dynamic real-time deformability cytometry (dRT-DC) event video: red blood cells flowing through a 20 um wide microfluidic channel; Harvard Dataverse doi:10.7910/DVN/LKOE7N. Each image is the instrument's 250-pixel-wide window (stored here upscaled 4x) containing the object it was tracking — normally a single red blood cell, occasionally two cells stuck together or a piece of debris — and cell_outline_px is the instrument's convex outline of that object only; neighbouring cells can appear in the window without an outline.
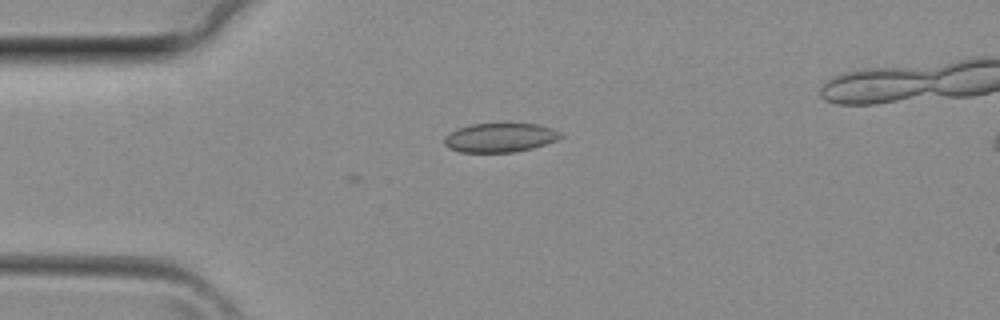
{"species": "common noctule bat (a hibernating species)", "species_latin": "Nyctalus noctula", "temperature_condition": "room temperature", "stored_images_in_passage": 28, "camera_frame_rate_fps": 3000, "um_per_image_px": 0.085, "animal": {"sex": "female", "body_mass_g": 29.2, "forearm_length_mm": 56.3}, "frame": {"image": 1, "passage_image": 1, "time_ms": 0.0, "image_size_px": [1000, 320], "cell_outline_px": [[564, 136], [556, 140], [532, 148], [516, 152], [460, 152], [448, 148], [444, 144], [444, 136], [460, 128], [472, 124], [540, 124], [552, 128], [560, 132]], "centroid_in_image_um": [42.51, 11.7], "position_along_channel_um": 42.5, "area_um2": 19.59}}
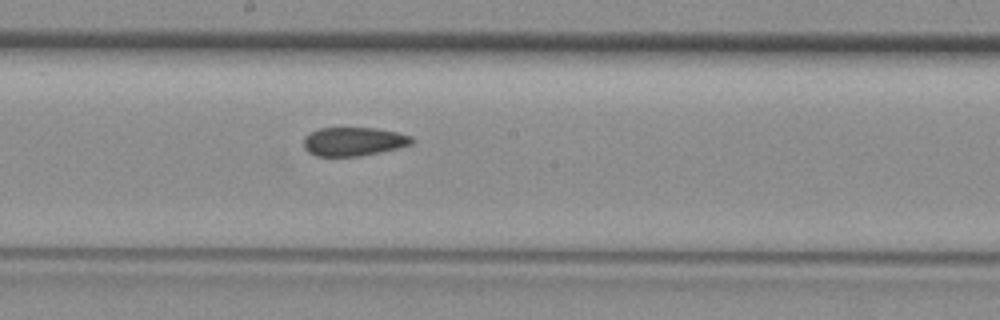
{"frame": {"image": 2, "passage_image": 12, "time_ms": 3.667, "image_size_px": [1000, 320], "cell_outline_px": [[416, 140], [412, 144], [380, 152], [360, 156], [316, 156], [308, 152], [304, 148], [304, 136], [320, 128], [376, 128], [396, 132], [412, 136]], "centroid_in_image_um": [30.06, 12.03], "position_along_channel_um": 218.1, "area_um2": 18.09}}
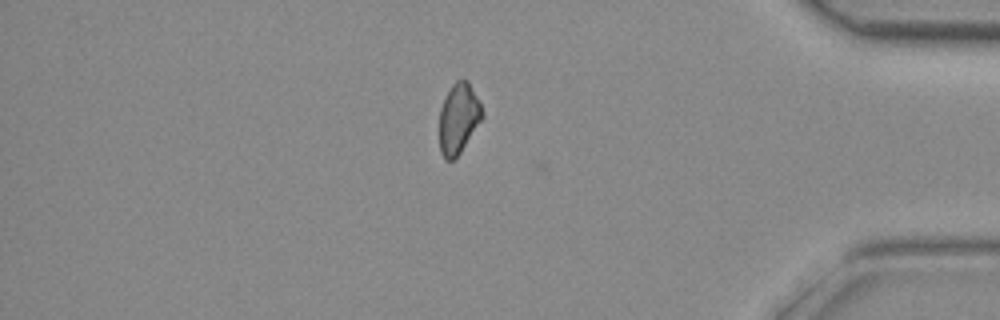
{"frame": {"image": 3, "passage_image": 24, "time_ms": 7.667, "image_size_px": [1000, 320], "cell_outline_px": [[484, 116], [460, 152], [452, 160], [444, 160], [440, 152], [440, 108], [452, 84], [456, 80], [468, 80], [484, 112]], "centroid_in_image_um": [38.97, 10.07], "position_along_channel_um": 396.2, "area_um2": 17.28}}